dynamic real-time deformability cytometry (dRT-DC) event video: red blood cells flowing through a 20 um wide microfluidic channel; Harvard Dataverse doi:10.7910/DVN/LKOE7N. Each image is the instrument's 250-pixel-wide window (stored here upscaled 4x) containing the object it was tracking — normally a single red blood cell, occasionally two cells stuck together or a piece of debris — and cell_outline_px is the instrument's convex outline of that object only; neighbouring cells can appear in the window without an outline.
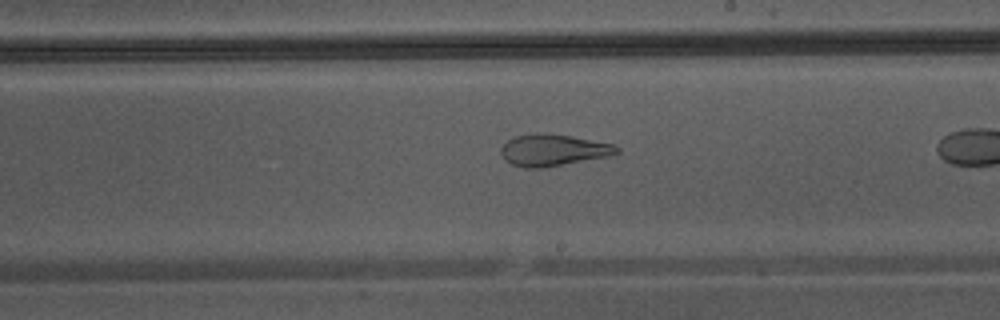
{"species": "Egyptian fruit bat (a non-hibernating species)", "species_latin": "Rousettus aegyptiacus", "temperature_condition": "warm", "stored_images_in_passage": 33, "camera_frame_rate_fps": 3000, "um_per_image_px": 0.085, "animal": {"sex": "male"}, "frame": {"image": 1, "passage_image": 24, "time_ms": 7.667, "image_size_px": [1000, 320], "cell_outline_px": [[620, 152], [608, 156], [540, 168], [524, 168], [512, 164], [504, 160], [500, 152], [500, 148], [512, 136], [544, 132], [548, 132], [572, 136], [612, 144], [620, 148]], "centroid_in_image_um": [46.97, 12.74], "position_along_channel_um": 242.0, "area_um2": 21.39}}